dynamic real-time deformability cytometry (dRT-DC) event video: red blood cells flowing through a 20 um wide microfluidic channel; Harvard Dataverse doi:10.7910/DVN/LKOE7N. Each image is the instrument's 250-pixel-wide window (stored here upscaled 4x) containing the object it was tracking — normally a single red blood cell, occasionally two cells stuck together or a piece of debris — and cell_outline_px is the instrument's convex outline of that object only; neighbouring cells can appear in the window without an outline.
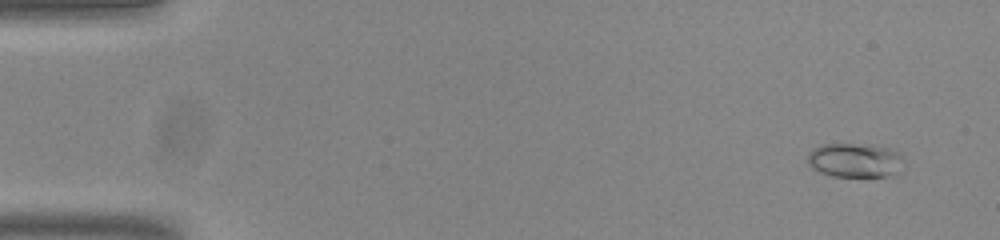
{"species": "common noctule bat (a hibernating species)", "species_latin": "Nyctalus noctula", "temperature_condition": "room temperature", "stored_images_in_passage": 54, "camera_frame_rate_fps": 3000, "um_per_image_px": 0.085, "animal": {"sex": "male", "body_mass_g": 20.0, "forearm_length_mm": 53.3}, "frame": {"image": 1, "passage_image": 4, "time_ms": 1.0, "image_size_px": [1000, 240], "cell_outline_px": [[904, 160], [900, 172], [888, 176], [832, 176], [820, 172], [812, 168], [808, 164], [808, 152], [812, 148], [820, 144], [872, 144], [892, 148], [900, 152]], "centroid_in_image_um": [72.7, 13.6], "position_along_channel_um": 12.3, "area_um2": 19.65}}
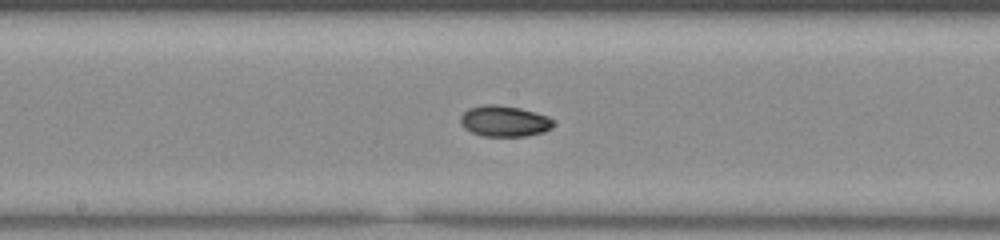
{"frame": {"image": 2, "passage_image": 29, "time_ms": 9.333, "image_size_px": [1000, 240], "cell_outline_px": [[552, 128], [544, 132], [528, 136], [484, 136], [472, 132], [464, 128], [460, 124], [460, 116], [468, 108], [484, 104], [496, 104], [520, 108], [548, 116], [552, 120]], "centroid_in_image_um": [42.84, 10.29], "position_along_channel_um": 205.4, "area_um2": 16.82}}
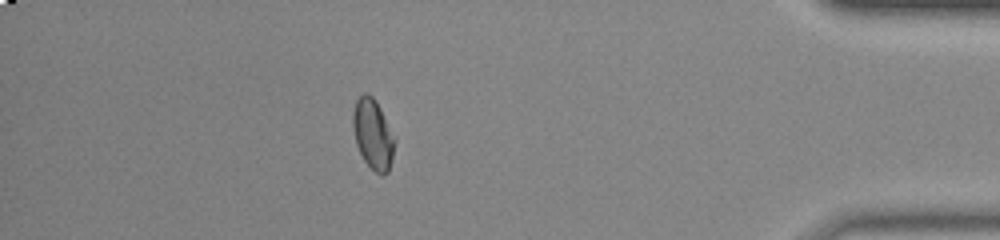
{"frame": {"image": 3, "passage_image": 48, "time_ms": 15.667, "image_size_px": [1000, 240], "cell_outline_px": [[396, 140], [388, 172], [384, 176], [380, 176], [364, 160], [356, 144], [352, 124], [352, 112], [356, 100], [364, 92], [368, 92], [376, 100], [396, 136]], "centroid_in_image_um": [31.71, 11.37], "position_along_channel_um": 403.5, "area_um2": 17.34}, "authors_computed_cell_mechanics": {"area_um2": 16.6753, "velocity_mm_per_s": 3.8265, "shape_relaxation_time_tau1_ms": null, "shape_relaxation_time_tau2_ms": 3.5386, "deformation_change_tau1": null, "deformation_change_tau2": 0.0428}}